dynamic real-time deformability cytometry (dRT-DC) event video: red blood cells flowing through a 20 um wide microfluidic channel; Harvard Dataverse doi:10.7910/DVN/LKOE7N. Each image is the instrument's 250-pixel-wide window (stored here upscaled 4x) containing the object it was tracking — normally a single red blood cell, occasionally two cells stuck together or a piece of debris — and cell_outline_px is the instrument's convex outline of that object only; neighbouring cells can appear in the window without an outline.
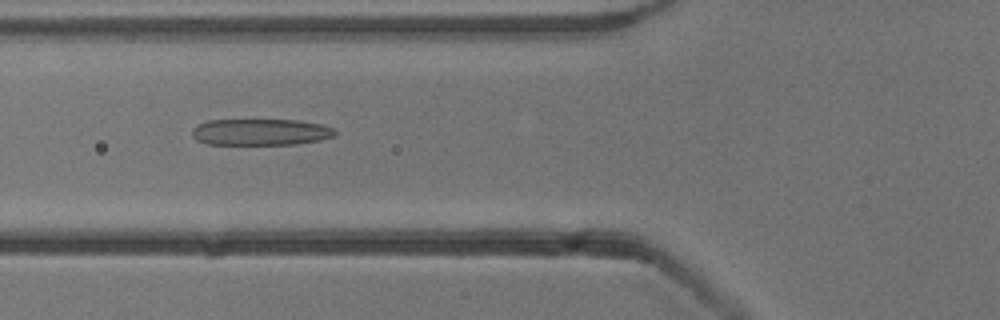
{"species": "common noctule bat (a hibernating species)", "species_latin": "Nyctalus noctula", "temperature_condition": "cold", "stored_images_in_passage": 31, "camera_frame_rate_fps": 3000, "um_per_image_px": 0.085, "animal": {"sex": "male", "body_mass_g": 13.3}, "frame": {"image": 1, "passage_image": 3, "time_ms": 0.667, "image_size_px": [1000, 320], "cell_outline_px": [[336, 136], [320, 140], [296, 144], [208, 144], [196, 140], [192, 136], [192, 128], [208, 120], [296, 120], [320, 124], [336, 128]], "centroid_in_image_um": [22.17, 11.22], "position_along_channel_um": 103.6, "area_um2": 22.08}}
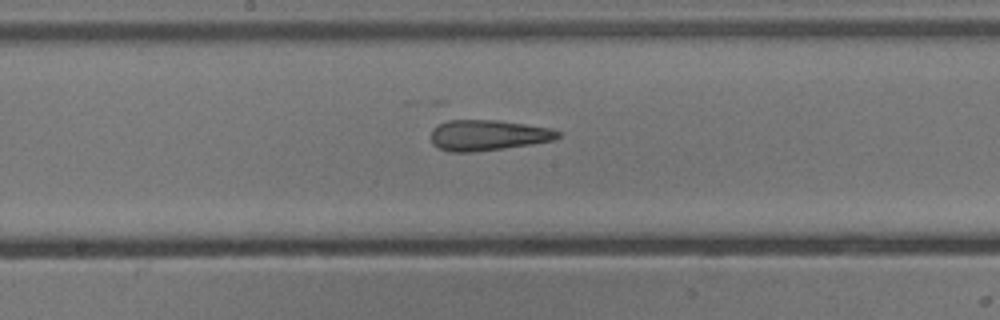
{"frame": {"image": 2, "passage_image": 11, "time_ms": 3.333, "image_size_px": [1000, 320], "cell_outline_px": [[560, 136], [552, 140], [532, 144], [504, 148], [472, 152], [452, 152], [440, 148], [432, 144], [432, 128], [448, 120], [496, 120], [552, 128], [560, 132]], "centroid_in_image_um": [41.47, 11.49], "position_along_channel_um": 206.7, "area_um2": 22.48}}
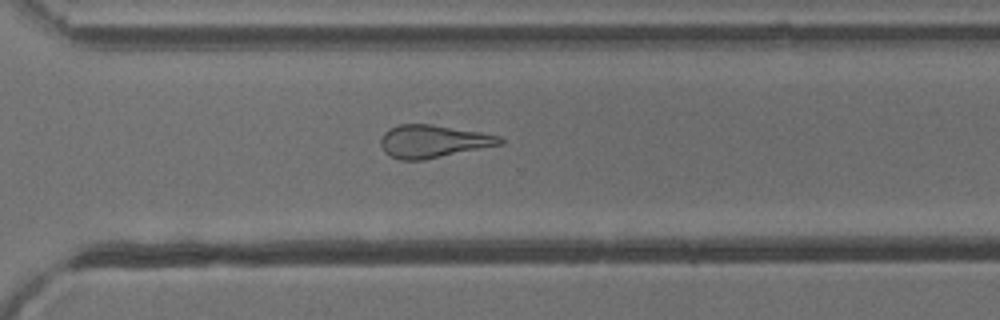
{"frame": {"image": 3, "passage_image": 21, "time_ms": 6.667, "image_size_px": [1000, 320], "cell_outline_px": [[504, 140], [500, 144], [424, 160], [400, 160], [384, 152], [380, 144], [380, 140], [384, 132], [388, 128], [396, 124], [432, 124], [480, 132], [500, 136]], "centroid_in_image_um": [36.75, 12.0], "position_along_channel_um": 333.8, "area_um2": 22.66}}